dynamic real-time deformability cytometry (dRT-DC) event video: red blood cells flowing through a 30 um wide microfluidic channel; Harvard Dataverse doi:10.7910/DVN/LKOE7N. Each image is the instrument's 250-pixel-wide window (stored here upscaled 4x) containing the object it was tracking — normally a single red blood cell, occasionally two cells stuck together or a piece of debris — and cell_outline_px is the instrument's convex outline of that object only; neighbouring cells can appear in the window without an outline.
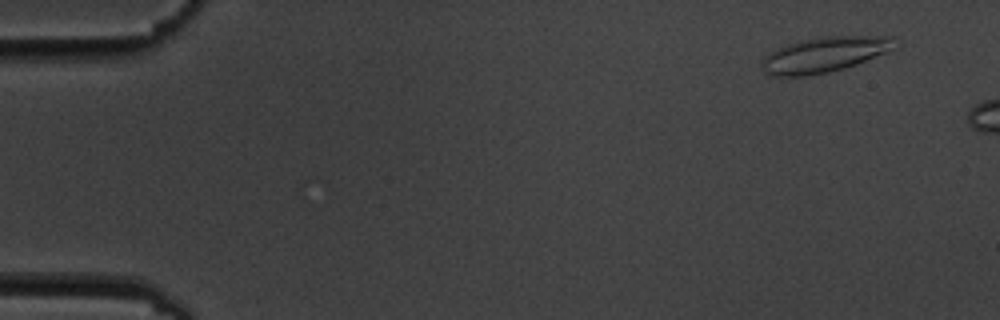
{"species": "common noctule bat (a hibernating species)", "species_latin": "Nyctalus noctula", "temperature_condition": "cold", "stored_images_in_passage": 4, "camera_frame_rate_fps": 3000, "um_per_image_px": 0.085, "animal": {"sex": "male", "body_mass_g": 19.5, "forearm_length_mm": 54.6}, "frame": {"image": 1, "passage_image": 2, "time_ms": 1.333, "image_size_px": [1000, 320], "cell_outline_px": [[892, 36], [888, 52], [856, 64], [844, 68], [828, 72], [804, 76], [776, 76], [764, 72], [764, 56], [776, 48], [796, 40], [820, 36]], "centroid_in_image_um": [70.0, 4.63], "position_along_channel_um": 15.0, "area_um2": 26.93}}